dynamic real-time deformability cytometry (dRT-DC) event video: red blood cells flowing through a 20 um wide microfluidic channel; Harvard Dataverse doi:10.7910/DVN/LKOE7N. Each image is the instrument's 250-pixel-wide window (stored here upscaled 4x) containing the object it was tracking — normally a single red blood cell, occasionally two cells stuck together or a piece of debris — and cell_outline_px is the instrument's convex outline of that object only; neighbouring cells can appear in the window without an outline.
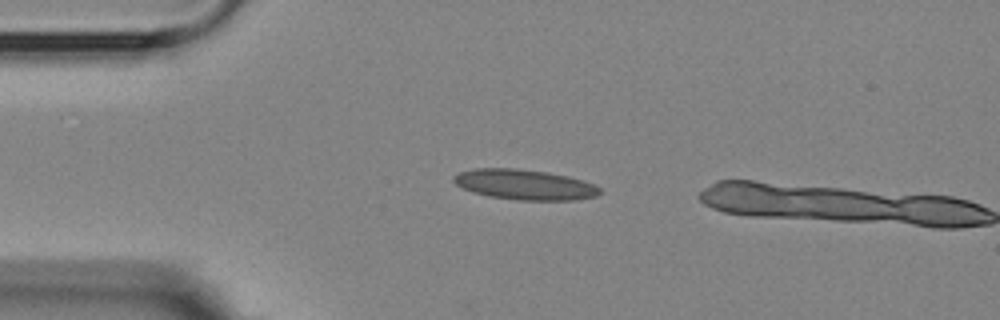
{"species": "Egyptian fruit bat (a non-hibernating species)", "species_latin": "Rousettus aegyptiacus", "temperature_condition": "room temperature", "stored_images_in_passage": 3, "camera_frame_rate_fps": 3000, "um_per_image_px": 0.085, "animal": {"sex": "female"}, "frame": {"image": 1, "passage_image": 2, "time_ms": 3.667, "image_size_px": [1000, 320], "cell_outline_px": [[604, 192], [596, 196], [576, 200], [516, 200], [488, 196], [464, 188], [456, 184], [452, 180], [452, 176], [460, 172], [476, 168], [516, 168], [548, 172], [568, 176], [584, 180], [600, 188]], "centroid_in_image_um": [44.63, 15.69], "position_along_channel_um": 40.4, "area_um2": 25.84}}